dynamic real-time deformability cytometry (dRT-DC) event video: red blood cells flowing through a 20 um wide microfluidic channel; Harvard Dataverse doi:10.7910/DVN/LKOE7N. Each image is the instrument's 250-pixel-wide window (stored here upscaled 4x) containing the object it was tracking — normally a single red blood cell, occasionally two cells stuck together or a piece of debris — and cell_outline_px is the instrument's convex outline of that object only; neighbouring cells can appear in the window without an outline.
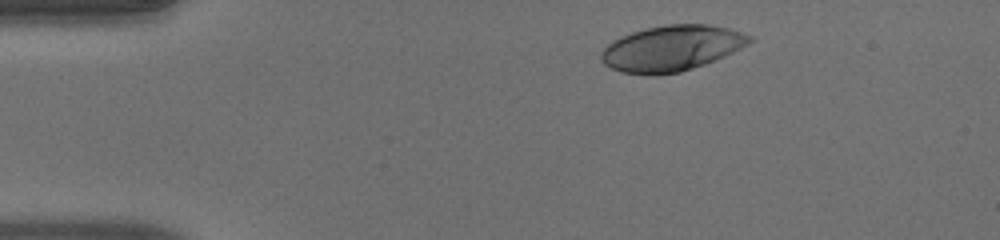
{"species": "human", "species_latin": "Homo sapiens", "temperature_condition": "warm", "stored_images_in_passage": 36, "camera_frame_rate_fps": 3000, "um_per_image_px": 0.085, "donor": {"sex": "male"}, "frame": {"image": 1, "passage_image": 1, "time_ms": 0.0, "image_size_px": [1000, 240], "cell_outline_px": [[752, 40], [748, 44], [724, 56], [704, 64], [680, 72], [656, 76], [652, 76], [620, 72], [604, 64], [600, 60], [600, 52], [612, 40], [620, 36], [632, 32], [648, 28], [668, 24], [708, 24], [728, 28], [752, 36]], "centroid_in_image_um": [57.04, 4.11], "position_along_channel_um": 28.0, "area_um2": 39.54}}
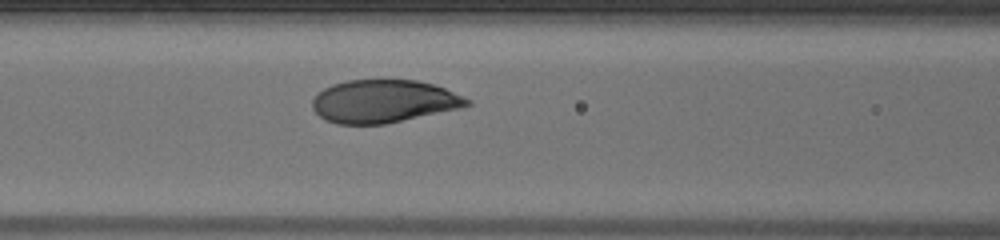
{"frame": {"image": 2, "passage_image": 14, "time_ms": 4.333, "image_size_px": [1000, 240], "cell_outline_px": [[472, 104], [460, 108], [384, 124], [336, 124], [324, 120], [312, 108], [312, 100], [324, 88], [332, 84], [348, 80], [416, 80], [432, 84], [444, 88], [472, 100]], "centroid_in_image_um": [32.6, 8.61], "position_along_channel_um": 134.0, "area_um2": 38.49}}
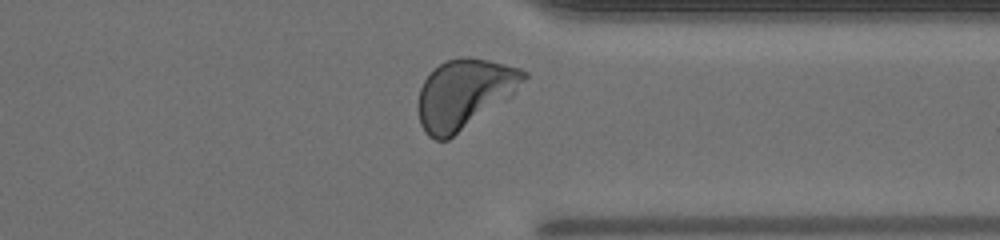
{"frame": {"image": 3, "passage_image": 32, "time_ms": 10.333, "image_size_px": [1000, 240], "cell_outline_px": [[528, 76], [512, 96], [448, 140], [436, 140], [428, 136], [424, 132], [420, 124], [416, 108], [416, 104], [420, 88], [424, 80], [444, 60], [460, 56], [468, 56], [488, 60], [520, 68], [528, 72]], "centroid_in_image_um": [39.44, 7.98], "position_along_channel_um": 372.0, "area_um2": 43.06}, "authors_computed_cell_mechanics": {"area_um2": 39.3618, "velocity_mm_per_s": 3.9953, "shape_relaxation_time_tau1_ms": 2.1433, "shape_relaxation_time_tau2_ms": null, "deformation_change_tau1": 0.153, "deformation_change_tau2": null}}